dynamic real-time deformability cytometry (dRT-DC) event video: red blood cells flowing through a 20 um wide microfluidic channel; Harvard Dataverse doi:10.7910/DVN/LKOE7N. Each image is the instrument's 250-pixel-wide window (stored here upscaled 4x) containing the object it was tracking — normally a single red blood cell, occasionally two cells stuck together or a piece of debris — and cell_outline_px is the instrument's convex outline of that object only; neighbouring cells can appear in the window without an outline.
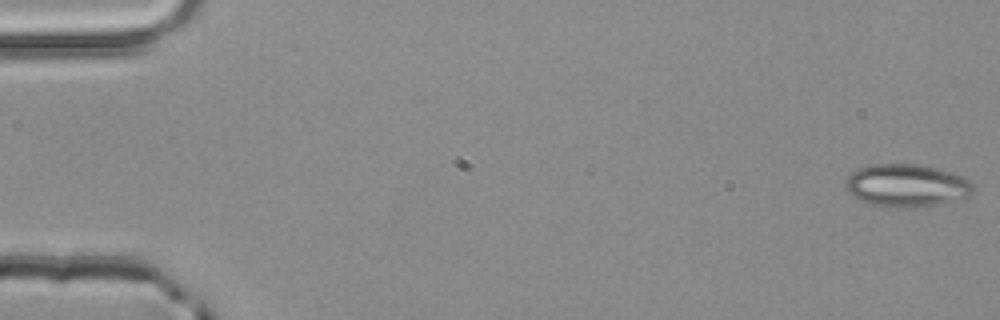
{"species": "common noctule bat (a hibernating species)", "species_latin": "Nyctalus noctula", "temperature_condition": "room temperature", "stored_images_in_passage": 54, "camera_frame_rate_fps": 3000, "um_per_image_px": 0.085, "animal": {"sex": "male", "body_mass_g": 20.4}, "frame": {"image": 1, "passage_image": 1, "time_ms": 0.0, "image_size_px": [1000, 320], "cell_outline_px": [[972, 192], [968, 196], [936, 204], [904, 208], [896, 208], [872, 204], [852, 196], [844, 184], [848, 176], [852, 172], [860, 168], [872, 164], [920, 164], [936, 168], [964, 176], [972, 184]], "centroid_in_image_um": [77.04, 15.75], "position_along_channel_um": 8.0, "area_um2": 31.39}}
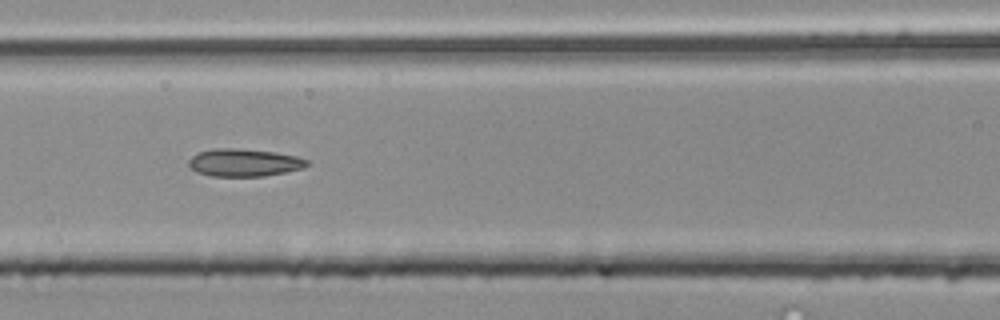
{"frame": {"image": 2, "passage_image": 24, "time_ms": 7.667, "image_size_px": [1000, 320], "cell_outline_px": [[308, 164], [304, 168], [264, 176], [212, 176], [196, 172], [188, 164], [188, 160], [196, 152], [212, 148], [236, 148], [272, 152], [296, 156], [308, 160]], "centroid_in_image_um": [20.7, 13.81], "position_along_channel_um": 145.9, "area_um2": 19.02}}
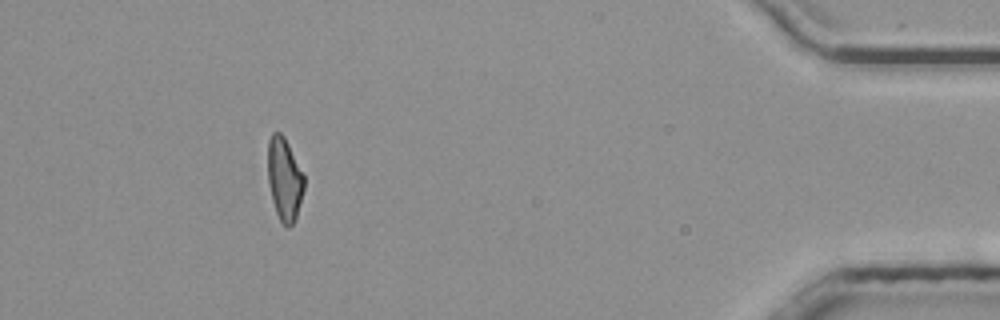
{"frame": {"image": 3, "passage_image": 49, "time_ms": 16.0, "image_size_px": [1000, 320], "cell_outline_px": [[304, 188], [296, 216], [292, 224], [288, 228], [280, 220], [276, 212], [272, 200], [268, 184], [268, 140], [272, 132], [280, 132], [284, 136], [304, 176]], "centroid_in_image_um": [24.16, 15.2], "position_along_channel_um": 411.0, "area_um2": 17.28}, "authors_computed_cell_mechanics": {"area_um2": 18.6116, "velocity_mm_per_s": 3.9272, "shape_relaxation_time_tau1_ms": null, "shape_relaxation_time_tau2_ms": 5.5519, "deformation_change_tau1": null, "deformation_change_tau2": 0.1328}}